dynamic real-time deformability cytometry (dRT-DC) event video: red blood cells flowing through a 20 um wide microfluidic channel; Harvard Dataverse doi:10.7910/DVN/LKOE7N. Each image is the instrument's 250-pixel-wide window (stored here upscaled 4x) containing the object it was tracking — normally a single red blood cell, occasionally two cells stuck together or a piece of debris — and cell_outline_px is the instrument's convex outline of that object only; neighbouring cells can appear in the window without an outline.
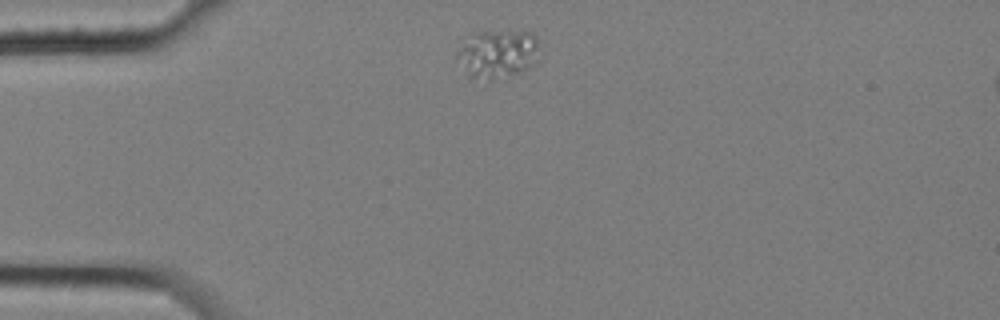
{"species": "common noctule bat (a hibernating species)", "species_latin": "Nyctalus noctula", "temperature_condition": "cold", "stored_images_in_passage": 3, "camera_frame_rate_fps": 3000, "um_per_image_px": 0.085, "animal": {"sex": "female", "body_mass_g": 25.1}, "frame": {"image": 1, "passage_image": 1, "time_ms": 0.0, "image_size_px": [1000, 320], "cell_outline_px": [[536, 60], [524, 72], [492, 80], [488, 80], [468, 76], [456, 60], [456, 52], [460, 44], [476, 32], [532, 32], [536, 36]], "centroid_in_image_um": [42.24, 4.61], "position_along_channel_um": 42.8, "area_um2": 23.06}}
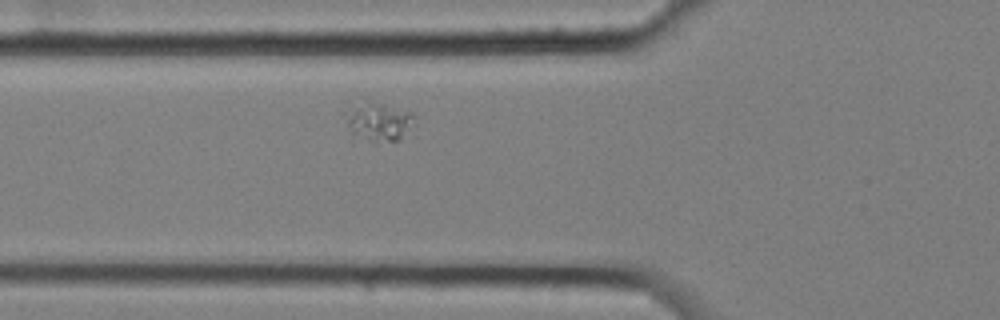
{"frame": {"image": 2, "passage_image": 3, "time_ms": 0.667, "image_size_px": [1000, 320], "cell_outline_px": [[416, 124], [400, 140], [376, 144], [372, 144], [352, 132], [348, 124], [348, 120], [356, 108], [368, 100], [412, 112]], "centroid_in_image_um": [32.35, 10.42], "position_along_channel_um": 93.4, "area_um2": 14.97}}